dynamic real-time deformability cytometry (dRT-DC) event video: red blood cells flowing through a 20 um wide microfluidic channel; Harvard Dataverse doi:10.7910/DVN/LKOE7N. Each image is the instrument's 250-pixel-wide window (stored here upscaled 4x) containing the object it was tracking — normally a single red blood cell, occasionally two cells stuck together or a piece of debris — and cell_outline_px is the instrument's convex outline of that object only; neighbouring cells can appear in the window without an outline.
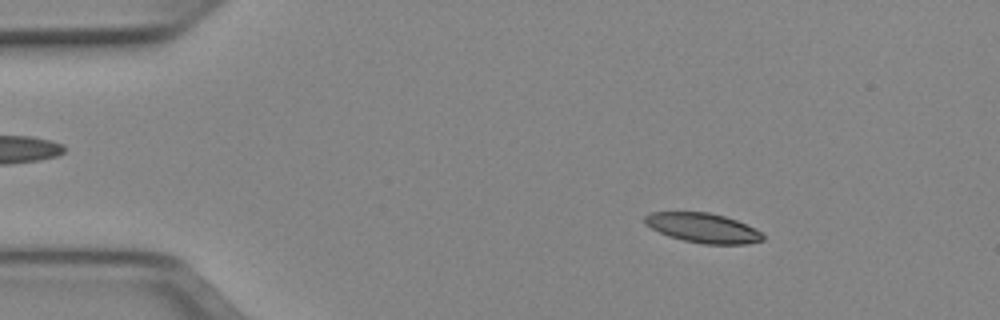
{"species": "Egyptian fruit bat (a non-hibernating species)", "species_latin": "Rousettus aegyptiacus", "temperature_condition": "cold", "stored_images_in_passage": 49, "camera_frame_rate_fps": 3000, "um_per_image_px": 0.085, "animal": {"sex": "female"}, "frame": {"image": 1, "passage_image": 6, "time_ms": 1.667, "image_size_px": [1000, 320], "cell_outline_px": [[764, 240], [748, 244], [704, 244], [684, 240], [668, 236], [644, 224], [644, 216], [652, 212], [708, 212], [724, 216], [736, 220], [756, 228], [764, 232]], "centroid_in_image_um": [59.79, 19.37], "position_along_channel_um": 25.2, "area_um2": 20.46}}
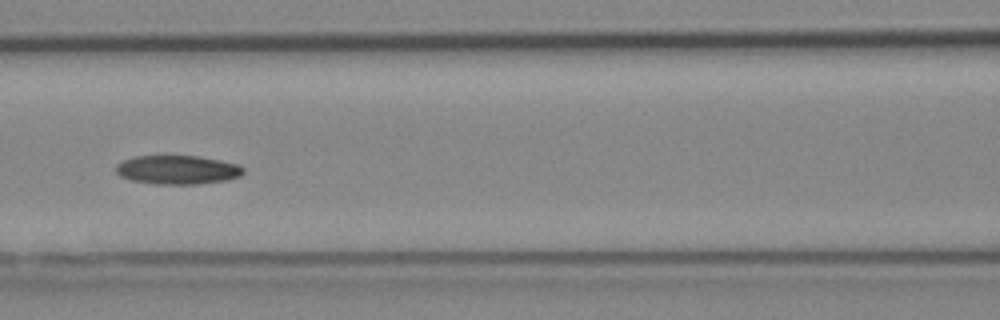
{"frame": {"image": 2, "passage_image": 21, "time_ms": 6.667, "image_size_px": [1000, 320], "cell_outline_px": [[244, 172], [240, 176], [228, 180], [196, 184], [152, 184], [132, 180], [120, 176], [116, 172], [116, 164], [132, 156], [200, 156], [240, 164], [244, 168]], "centroid_in_image_um": [15.1, 14.43], "position_along_channel_um": 151.5, "area_um2": 21.62}}
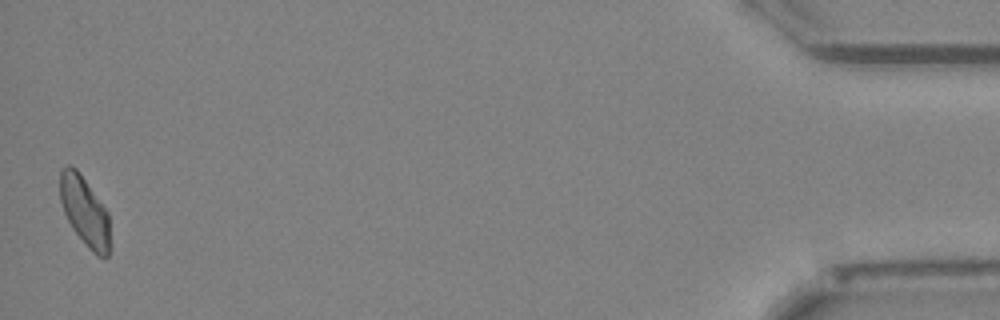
{"frame": {"image": 3, "passage_image": 49, "time_ms": 16.0, "image_size_px": [1000, 320], "cell_outline_px": [[108, 256], [96, 256], [88, 248], [72, 228], [64, 212], [60, 200], [60, 172], [68, 164], [72, 164], [80, 172], [108, 212]], "centroid_in_image_um": [7.17, 17.91], "position_along_channel_um": 428.0, "area_um2": 19.94}}